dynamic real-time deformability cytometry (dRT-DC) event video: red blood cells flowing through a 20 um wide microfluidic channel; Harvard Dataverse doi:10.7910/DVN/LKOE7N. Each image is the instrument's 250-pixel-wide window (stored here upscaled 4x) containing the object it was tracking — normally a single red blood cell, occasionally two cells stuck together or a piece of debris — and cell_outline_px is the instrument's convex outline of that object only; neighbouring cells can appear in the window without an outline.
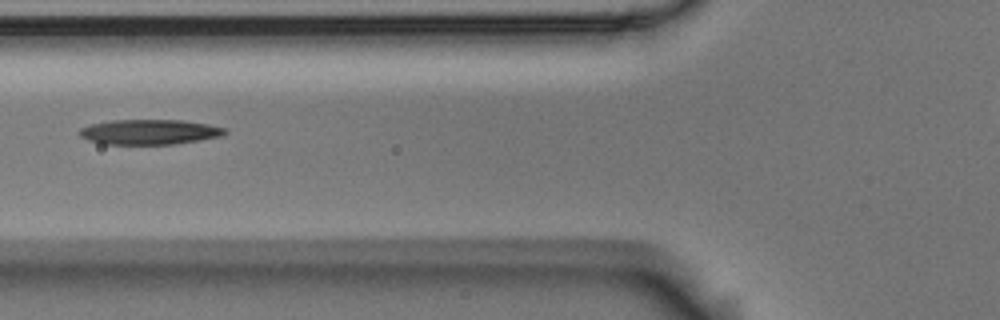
{"species": "Egyptian fruit bat (a non-hibernating species)", "species_latin": "Rousettus aegyptiacus", "temperature_condition": "room temperature", "stored_images_in_passage": 2, "camera_frame_rate_fps": 3000, "um_per_image_px": 0.085, "animal": {"sex": "male"}, "frame": {"image": 1, "passage_image": 2, "time_ms": 0.333, "image_size_px": [1000, 320], "cell_outline_px": [[228, 132], [224, 136], [172, 144], [104, 144], [88, 140], [80, 136], [80, 128], [92, 124], [108, 120], [180, 120], [208, 124], [228, 128]], "centroid_in_image_um": [12.74, 11.21], "position_along_channel_um": 113.1, "area_um2": 21.27}}